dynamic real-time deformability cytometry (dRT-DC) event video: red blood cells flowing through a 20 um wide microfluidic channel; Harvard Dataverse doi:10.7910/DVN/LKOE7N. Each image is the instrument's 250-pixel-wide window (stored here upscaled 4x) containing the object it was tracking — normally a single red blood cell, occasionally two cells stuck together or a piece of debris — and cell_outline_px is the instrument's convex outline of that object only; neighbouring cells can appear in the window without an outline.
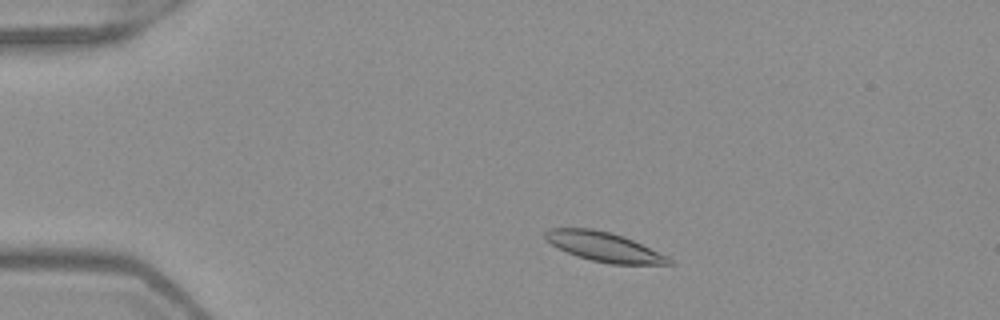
{"species": "Egyptian fruit bat (a non-hibernating species)", "species_latin": "Rousettus aegyptiacus", "temperature_condition": "warm", "stored_images_in_passage": 47, "camera_frame_rate_fps": 3000, "um_per_image_px": 0.085, "frame": {"image": 1, "passage_image": 6, "time_ms": 1.667, "image_size_px": [1000, 320], "cell_outline_px": [[672, 264], [608, 264], [576, 256], [552, 244], [544, 236], [544, 232], [552, 228], [592, 228], [624, 236], [668, 256], [672, 260]], "centroid_in_image_um": [51.36, 20.98], "position_along_channel_um": 33.6, "area_um2": 20.92}}
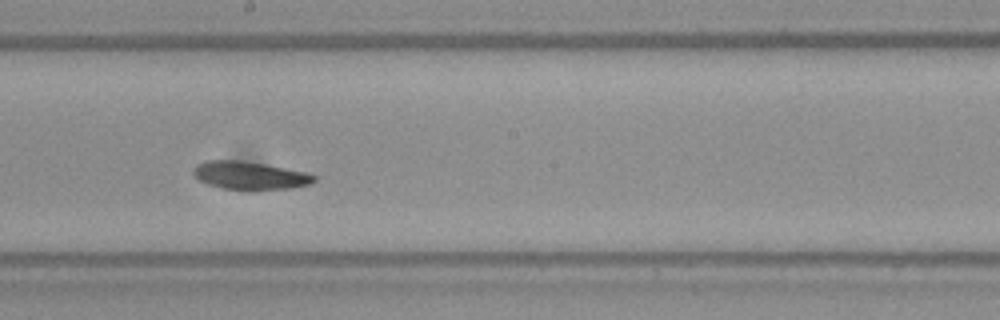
{"frame": {"image": 2, "passage_image": 25, "time_ms": 8.0, "image_size_px": [1000, 320], "cell_outline_px": [[316, 180], [312, 184], [292, 188], [220, 188], [208, 184], [200, 180], [192, 172], [192, 168], [196, 164], [208, 160], [240, 160], [264, 164], [308, 172], [316, 176]], "centroid_in_image_um": [21.24, 14.89], "position_along_channel_um": 227.0, "area_um2": 19.36}}
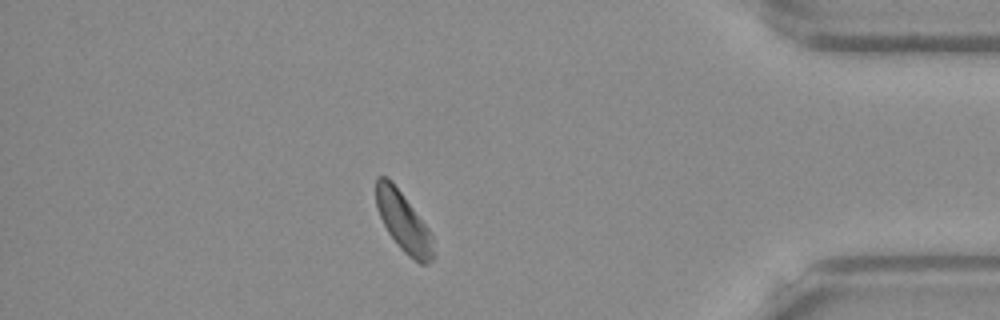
{"frame": {"image": 3, "passage_image": 41, "time_ms": 13.333, "image_size_px": [1000, 320], "cell_outline_px": [[432, 260], [428, 264], [420, 264], [408, 256], [400, 248], [388, 232], [380, 216], [376, 204], [376, 176], [388, 176], [392, 180], [432, 232]], "centroid_in_image_um": [34.28, 18.83], "position_along_channel_um": 400.9, "area_um2": 19.83}, "authors_computed_cell_mechanics": {"area_um2": 20.4612, "velocity_mm_per_s": 3.9257, "shape_relaxation_time_tau1_ms": 7.3462, "shape_relaxation_time_tau2_ms": 3.0325, "deformation_change_tau1": 0.1092, "deformation_change_tau2": 0.0708}}